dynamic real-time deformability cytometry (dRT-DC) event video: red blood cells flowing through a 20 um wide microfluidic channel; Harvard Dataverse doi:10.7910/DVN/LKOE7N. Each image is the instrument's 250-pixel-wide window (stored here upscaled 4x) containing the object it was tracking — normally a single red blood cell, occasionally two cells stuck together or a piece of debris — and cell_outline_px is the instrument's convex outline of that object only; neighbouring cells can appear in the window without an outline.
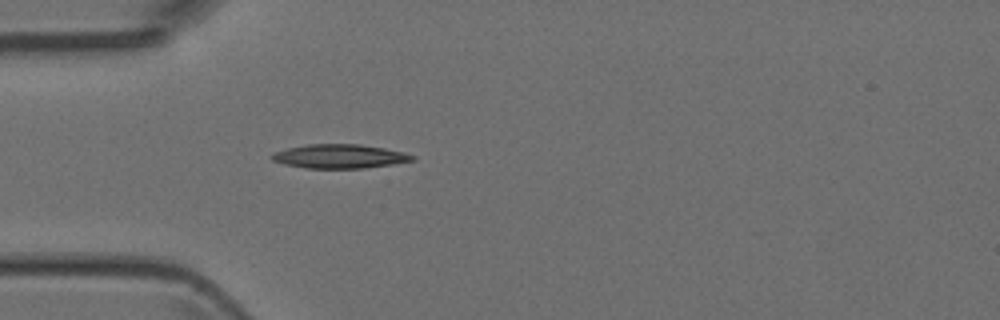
{"species": "Egyptian fruit bat (a non-hibernating species)", "species_latin": "Rousettus aegyptiacus", "temperature_condition": "room temperature", "stored_images_in_passage": 37, "camera_frame_rate_fps": 3000, "um_per_image_px": 0.085, "animal": {"sex": "female"}, "frame": {"image": 1, "passage_image": 6, "time_ms": 1.667, "image_size_px": [1000, 320], "cell_outline_px": [[416, 160], [392, 164], [364, 168], [304, 168], [284, 164], [272, 160], [268, 156], [276, 152], [288, 148], [308, 144], [360, 144], [384, 148], [404, 152], [416, 156]], "centroid_in_image_um": [28.88, 13.29], "position_along_channel_um": 56.1, "area_um2": 19.65}}
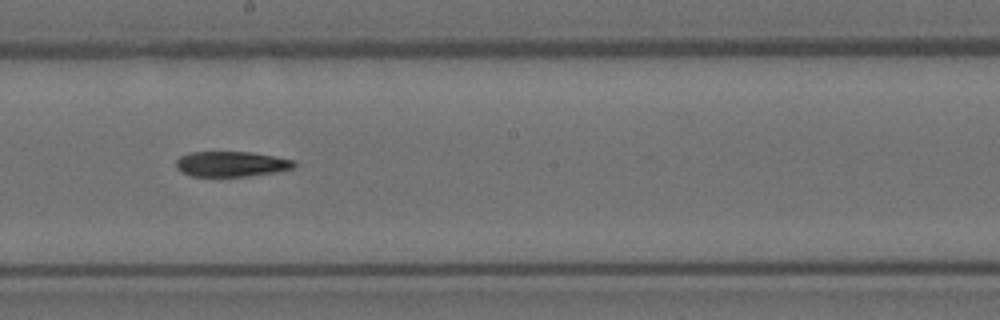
{"frame": {"image": 2, "passage_image": 19, "time_ms": 6.0, "image_size_px": [1000, 320], "cell_outline_px": [[296, 168], [276, 172], [248, 176], [192, 176], [180, 172], [176, 168], [176, 160], [180, 156], [192, 152], [252, 152], [296, 160]], "centroid_in_image_um": [19.69, 13.94], "position_along_channel_um": 228.5, "area_um2": 17.57}}
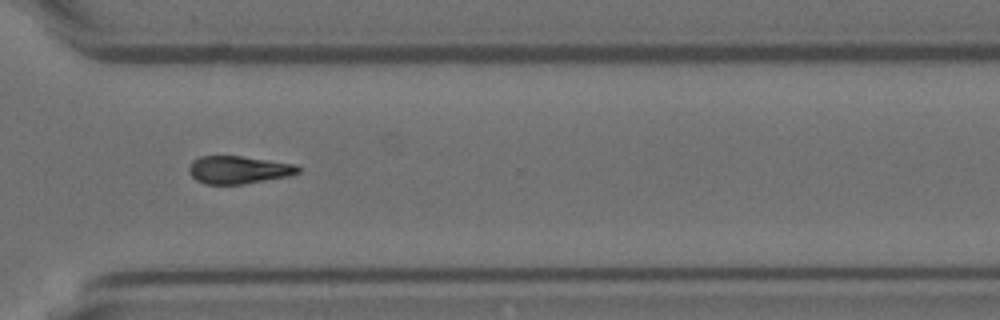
{"frame": {"image": 3, "passage_image": 28, "time_ms": 9.0, "image_size_px": [1000, 320], "cell_outline_px": [[300, 172], [288, 176], [244, 184], [204, 184], [196, 180], [188, 172], [188, 168], [192, 160], [200, 156], [240, 156], [296, 164], [300, 168]], "centroid_in_image_um": [20.25, 14.43], "position_along_channel_um": 350.4, "area_um2": 17.69}}